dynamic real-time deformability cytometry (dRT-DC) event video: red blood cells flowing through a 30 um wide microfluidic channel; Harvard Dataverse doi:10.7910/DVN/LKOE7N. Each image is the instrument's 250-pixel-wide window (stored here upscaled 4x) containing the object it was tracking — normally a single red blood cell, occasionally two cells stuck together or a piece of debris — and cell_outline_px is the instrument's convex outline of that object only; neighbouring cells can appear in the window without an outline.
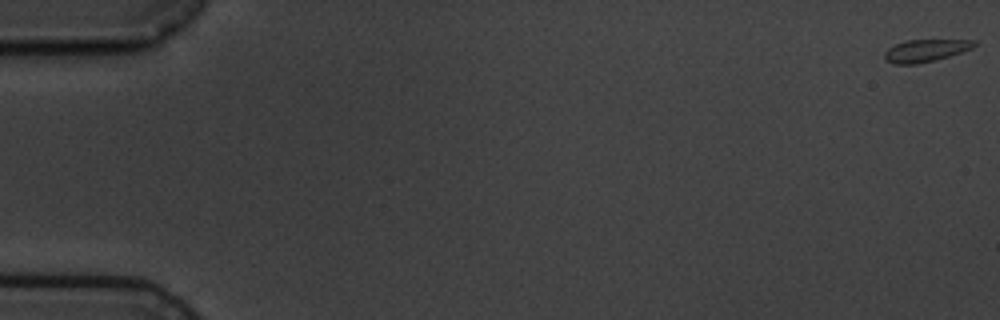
{"species": "common noctule bat (a hibernating species)", "species_latin": "Nyctalus noctula", "temperature_condition": "cold", "stored_images_in_passage": 4, "camera_frame_rate_fps": 3000, "um_per_image_px": 0.085, "animal": {"sex": "male", "body_mass_g": 19.5, "forearm_length_mm": 54.6}, "frame": {"image": 1, "passage_image": 1, "time_ms": 0.0, "image_size_px": [1000, 320], "cell_outline_px": [[976, 44], [972, 48], [936, 60], [916, 64], [896, 64], [884, 60], [884, 52], [888, 48], [904, 40], [976, 40]], "centroid_in_image_um": [78.63, 4.3], "position_along_channel_um": 6.4, "area_um2": 11.62}}
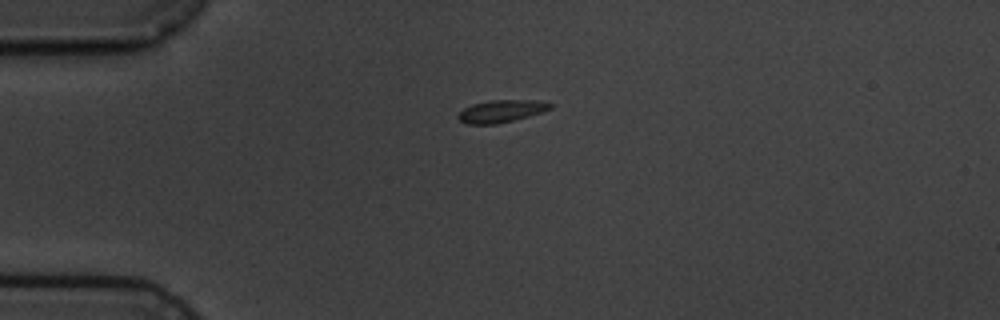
{"frame": {"image": 2, "passage_image": 4, "time_ms": 4.667, "image_size_px": [1000, 320], "cell_outline_px": [[552, 108], [528, 116], [496, 124], [468, 124], [460, 120], [456, 116], [464, 108], [472, 104], [488, 100], [536, 100], [552, 104]], "centroid_in_image_um": [42.57, 9.44], "position_along_channel_um": 42.4, "area_um2": 11.85}}